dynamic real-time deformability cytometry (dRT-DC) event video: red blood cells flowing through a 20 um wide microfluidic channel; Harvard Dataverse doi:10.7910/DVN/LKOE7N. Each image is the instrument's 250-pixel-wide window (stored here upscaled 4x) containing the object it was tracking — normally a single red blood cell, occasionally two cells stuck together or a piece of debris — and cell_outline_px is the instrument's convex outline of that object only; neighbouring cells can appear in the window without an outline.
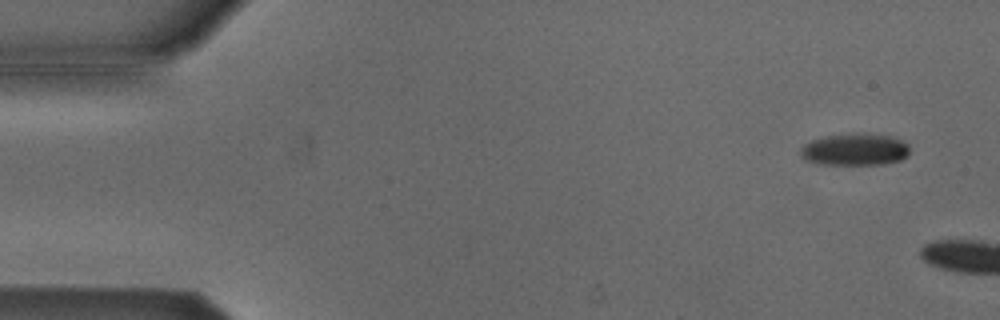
{"species": "Egyptian fruit bat (a non-hibernating species)", "species_latin": "Rousettus aegyptiacus", "temperature_condition": "cold", "stored_images_in_passage": 12, "camera_frame_rate_fps": 3000, "um_per_image_px": 0.085, "animal": {"sex": "male"}, "frame": {"image": 1, "passage_image": 4, "time_ms": 1.0, "image_size_px": [1000, 320], "cell_outline_px": [[908, 156], [900, 160], [884, 164], [820, 164], [808, 160], [800, 156], [800, 148], [804, 144], [812, 140], [824, 136], [856, 132], [860, 132], [892, 136], [908, 144]], "centroid_in_image_um": [72.66, 12.69], "position_along_channel_um": 12.3, "area_um2": 20.52}}